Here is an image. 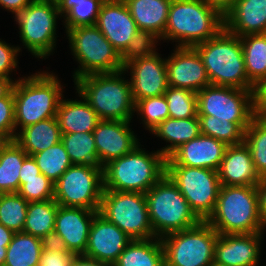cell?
Here are the masks:
<instances>
[{"mask_svg": "<svg viewBox=\"0 0 266 266\" xmlns=\"http://www.w3.org/2000/svg\"><path fill=\"white\" fill-rule=\"evenodd\" d=\"M256 187L258 192L259 214L263 225L266 227V178H262Z\"/></svg>", "mask_w": 266, "mask_h": 266, "instance_id": "cell-48", "label": "cell"}, {"mask_svg": "<svg viewBox=\"0 0 266 266\" xmlns=\"http://www.w3.org/2000/svg\"><path fill=\"white\" fill-rule=\"evenodd\" d=\"M136 146L103 167L104 189L146 193L166 173V157Z\"/></svg>", "mask_w": 266, "mask_h": 266, "instance_id": "cell-5", "label": "cell"}, {"mask_svg": "<svg viewBox=\"0 0 266 266\" xmlns=\"http://www.w3.org/2000/svg\"><path fill=\"white\" fill-rule=\"evenodd\" d=\"M14 141L29 155L58 144L61 131L56 117L39 121L16 132Z\"/></svg>", "mask_w": 266, "mask_h": 266, "instance_id": "cell-27", "label": "cell"}, {"mask_svg": "<svg viewBox=\"0 0 266 266\" xmlns=\"http://www.w3.org/2000/svg\"><path fill=\"white\" fill-rule=\"evenodd\" d=\"M103 189V167L72 164L54 183V200L63 207L99 211Z\"/></svg>", "mask_w": 266, "mask_h": 266, "instance_id": "cell-13", "label": "cell"}, {"mask_svg": "<svg viewBox=\"0 0 266 266\" xmlns=\"http://www.w3.org/2000/svg\"><path fill=\"white\" fill-rule=\"evenodd\" d=\"M164 96L170 118L187 119L197 115V93L185 88L168 87Z\"/></svg>", "mask_w": 266, "mask_h": 266, "instance_id": "cell-39", "label": "cell"}, {"mask_svg": "<svg viewBox=\"0 0 266 266\" xmlns=\"http://www.w3.org/2000/svg\"><path fill=\"white\" fill-rule=\"evenodd\" d=\"M131 240L98 212L92 221L83 255L113 265Z\"/></svg>", "mask_w": 266, "mask_h": 266, "instance_id": "cell-19", "label": "cell"}, {"mask_svg": "<svg viewBox=\"0 0 266 266\" xmlns=\"http://www.w3.org/2000/svg\"><path fill=\"white\" fill-rule=\"evenodd\" d=\"M166 58L168 86L185 88L195 93L210 85L202 59L194 47L176 46Z\"/></svg>", "mask_w": 266, "mask_h": 266, "instance_id": "cell-17", "label": "cell"}, {"mask_svg": "<svg viewBox=\"0 0 266 266\" xmlns=\"http://www.w3.org/2000/svg\"><path fill=\"white\" fill-rule=\"evenodd\" d=\"M28 154L14 141H7L0 149V194L15 193L20 188L19 174Z\"/></svg>", "mask_w": 266, "mask_h": 266, "instance_id": "cell-30", "label": "cell"}, {"mask_svg": "<svg viewBox=\"0 0 266 266\" xmlns=\"http://www.w3.org/2000/svg\"><path fill=\"white\" fill-rule=\"evenodd\" d=\"M58 203L54 199L29 202L23 232L37 238L53 232Z\"/></svg>", "mask_w": 266, "mask_h": 266, "instance_id": "cell-33", "label": "cell"}, {"mask_svg": "<svg viewBox=\"0 0 266 266\" xmlns=\"http://www.w3.org/2000/svg\"><path fill=\"white\" fill-rule=\"evenodd\" d=\"M208 266H226V265L220 264V263H217V262L213 261Z\"/></svg>", "mask_w": 266, "mask_h": 266, "instance_id": "cell-58", "label": "cell"}, {"mask_svg": "<svg viewBox=\"0 0 266 266\" xmlns=\"http://www.w3.org/2000/svg\"><path fill=\"white\" fill-rule=\"evenodd\" d=\"M18 194L28 202L46 201L54 199V182L40 173L38 178L19 179Z\"/></svg>", "mask_w": 266, "mask_h": 266, "instance_id": "cell-42", "label": "cell"}, {"mask_svg": "<svg viewBox=\"0 0 266 266\" xmlns=\"http://www.w3.org/2000/svg\"><path fill=\"white\" fill-rule=\"evenodd\" d=\"M42 245L40 238L15 232L7 247L4 266H39Z\"/></svg>", "mask_w": 266, "mask_h": 266, "instance_id": "cell-32", "label": "cell"}, {"mask_svg": "<svg viewBox=\"0 0 266 266\" xmlns=\"http://www.w3.org/2000/svg\"><path fill=\"white\" fill-rule=\"evenodd\" d=\"M85 0H57V7L59 13L63 16L72 6Z\"/></svg>", "mask_w": 266, "mask_h": 266, "instance_id": "cell-55", "label": "cell"}, {"mask_svg": "<svg viewBox=\"0 0 266 266\" xmlns=\"http://www.w3.org/2000/svg\"><path fill=\"white\" fill-rule=\"evenodd\" d=\"M156 44L124 59L123 70H130L134 103L140 99L164 95L168 86L166 59L156 52Z\"/></svg>", "mask_w": 266, "mask_h": 266, "instance_id": "cell-16", "label": "cell"}, {"mask_svg": "<svg viewBox=\"0 0 266 266\" xmlns=\"http://www.w3.org/2000/svg\"><path fill=\"white\" fill-rule=\"evenodd\" d=\"M151 132L155 134L154 136L170 143L159 150L167 158L182 144L195 139L201 134L200 120L197 115L187 119L169 117Z\"/></svg>", "mask_w": 266, "mask_h": 266, "instance_id": "cell-28", "label": "cell"}, {"mask_svg": "<svg viewBox=\"0 0 266 266\" xmlns=\"http://www.w3.org/2000/svg\"><path fill=\"white\" fill-rule=\"evenodd\" d=\"M20 50L19 46H10L0 39V77L10 78L11 72L15 71L13 69L18 67L17 55Z\"/></svg>", "mask_w": 266, "mask_h": 266, "instance_id": "cell-44", "label": "cell"}, {"mask_svg": "<svg viewBox=\"0 0 266 266\" xmlns=\"http://www.w3.org/2000/svg\"><path fill=\"white\" fill-rule=\"evenodd\" d=\"M99 213L132 240L155 238L144 193L103 189Z\"/></svg>", "mask_w": 266, "mask_h": 266, "instance_id": "cell-11", "label": "cell"}, {"mask_svg": "<svg viewBox=\"0 0 266 266\" xmlns=\"http://www.w3.org/2000/svg\"><path fill=\"white\" fill-rule=\"evenodd\" d=\"M256 113L266 114V79L255 89Z\"/></svg>", "mask_w": 266, "mask_h": 266, "instance_id": "cell-49", "label": "cell"}, {"mask_svg": "<svg viewBox=\"0 0 266 266\" xmlns=\"http://www.w3.org/2000/svg\"><path fill=\"white\" fill-rule=\"evenodd\" d=\"M135 112L142 118L143 126L149 131L169 118L168 103L164 95L138 100L135 103Z\"/></svg>", "mask_w": 266, "mask_h": 266, "instance_id": "cell-40", "label": "cell"}, {"mask_svg": "<svg viewBox=\"0 0 266 266\" xmlns=\"http://www.w3.org/2000/svg\"><path fill=\"white\" fill-rule=\"evenodd\" d=\"M70 50L79 69L74 81L90 74L115 73L123 70L124 59L114 49L96 25L66 30Z\"/></svg>", "mask_w": 266, "mask_h": 266, "instance_id": "cell-8", "label": "cell"}, {"mask_svg": "<svg viewBox=\"0 0 266 266\" xmlns=\"http://www.w3.org/2000/svg\"><path fill=\"white\" fill-rule=\"evenodd\" d=\"M130 123L131 121L101 120L92 132L102 167L140 144L137 135L129 127Z\"/></svg>", "mask_w": 266, "mask_h": 266, "instance_id": "cell-18", "label": "cell"}, {"mask_svg": "<svg viewBox=\"0 0 266 266\" xmlns=\"http://www.w3.org/2000/svg\"><path fill=\"white\" fill-rule=\"evenodd\" d=\"M28 204L17 192L0 194V224L14 232H23Z\"/></svg>", "mask_w": 266, "mask_h": 266, "instance_id": "cell-37", "label": "cell"}, {"mask_svg": "<svg viewBox=\"0 0 266 266\" xmlns=\"http://www.w3.org/2000/svg\"><path fill=\"white\" fill-rule=\"evenodd\" d=\"M70 266H113L97 259L89 258L83 254L73 255Z\"/></svg>", "mask_w": 266, "mask_h": 266, "instance_id": "cell-51", "label": "cell"}, {"mask_svg": "<svg viewBox=\"0 0 266 266\" xmlns=\"http://www.w3.org/2000/svg\"><path fill=\"white\" fill-rule=\"evenodd\" d=\"M201 134L213 137L227 146L244 142V131L235 123L209 115H197Z\"/></svg>", "mask_w": 266, "mask_h": 266, "instance_id": "cell-38", "label": "cell"}, {"mask_svg": "<svg viewBox=\"0 0 266 266\" xmlns=\"http://www.w3.org/2000/svg\"><path fill=\"white\" fill-rule=\"evenodd\" d=\"M145 199L152 230L157 238L192 228L201 222L166 173L145 193Z\"/></svg>", "mask_w": 266, "mask_h": 266, "instance_id": "cell-7", "label": "cell"}, {"mask_svg": "<svg viewBox=\"0 0 266 266\" xmlns=\"http://www.w3.org/2000/svg\"><path fill=\"white\" fill-rule=\"evenodd\" d=\"M31 156L38 165L40 172L54 183L72 165L69 155L61 141Z\"/></svg>", "mask_w": 266, "mask_h": 266, "instance_id": "cell-36", "label": "cell"}, {"mask_svg": "<svg viewBox=\"0 0 266 266\" xmlns=\"http://www.w3.org/2000/svg\"><path fill=\"white\" fill-rule=\"evenodd\" d=\"M124 73L127 72L90 74L73 81L76 93L83 96L101 120L131 121L133 118L135 103Z\"/></svg>", "mask_w": 266, "mask_h": 266, "instance_id": "cell-3", "label": "cell"}, {"mask_svg": "<svg viewBox=\"0 0 266 266\" xmlns=\"http://www.w3.org/2000/svg\"><path fill=\"white\" fill-rule=\"evenodd\" d=\"M71 252H41V259L39 266H70L71 258L73 257Z\"/></svg>", "mask_w": 266, "mask_h": 266, "instance_id": "cell-45", "label": "cell"}, {"mask_svg": "<svg viewBox=\"0 0 266 266\" xmlns=\"http://www.w3.org/2000/svg\"><path fill=\"white\" fill-rule=\"evenodd\" d=\"M166 174L177 185L201 221L213 214L221 187L218 171L207 168L166 165Z\"/></svg>", "mask_w": 266, "mask_h": 266, "instance_id": "cell-14", "label": "cell"}, {"mask_svg": "<svg viewBox=\"0 0 266 266\" xmlns=\"http://www.w3.org/2000/svg\"><path fill=\"white\" fill-rule=\"evenodd\" d=\"M14 17L24 48L36 58L45 59L53 53L57 19L62 17L55 1L33 0Z\"/></svg>", "mask_w": 266, "mask_h": 266, "instance_id": "cell-10", "label": "cell"}, {"mask_svg": "<svg viewBox=\"0 0 266 266\" xmlns=\"http://www.w3.org/2000/svg\"><path fill=\"white\" fill-rule=\"evenodd\" d=\"M98 212L58 205L54 231L63 238L67 249L74 255L84 254L86 251L89 230Z\"/></svg>", "mask_w": 266, "mask_h": 266, "instance_id": "cell-22", "label": "cell"}, {"mask_svg": "<svg viewBox=\"0 0 266 266\" xmlns=\"http://www.w3.org/2000/svg\"><path fill=\"white\" fill-rule=\"evenodd\" d=\"M15 81L14 113L18 132L20 128L56 117L58 105L64 96L58 76L45 71Z\"/></svg>", "mask_w": 266, "mask_h": 266, "instance_id": "cell-4", "label": "cell"}, {"mask_svg": "<svg viewBox=\"0 0 266 266\" xmlns=\"http://www.w3.org/2000/svg\"><path fill=\"white\" fill-rule=\"evenodd\" d=\"M15 82L12 78L0 77V99L6 97L13 90Z\"/></svg>", "mask_w": 266, "mask_h": 266, "instance_id": "cell-53", "label": "cell"}, {"mask_svg": "<svg viewBox=\"0 0 266 266\" xmlns=\"http://www.w3.org/2000/svg\"><path fill=\"white\" fill-rule=\"evenodd\" d=\"M247 145L259 177L266 178V114L256 113L244 132Z\"/></svg>", "mask_w": 266, "mask_h": 266, "instance_id": "cell-35", "label": "cell"}, {"mask_svg": "<svg viewBox=\"0 0 266 266\" xmlns=\"http://www.w3.org/2000/svg\"><path fill=\"white\" fill-rule=\"evenodd\" d=\"M40 170L38 165L36 164L34 158L32 156H27L22 164V167L20 169V178L19 179H32V178H38V175L40 174Z\"/></svg>", "mask_w": 266, "mask_h": 266, "instance_id": "cell-47", "label": "cell"}, {"mask_svg": "<svg viewBox=\"0 0 266 266\" xmlns=\"http://www.w3.org/2000/svg\"><path fill=\"white\" fill-rule=\"evenodd\" d=\"M137 28L151 43L157 44L165 32L172 0H124Z\"/></svg>", "mask_w": 266, "mask_h": 266, "instance_id": "cell-24", "label": "cell"}, {"mask_svg": "<svg viewBox=\"0 0 266 266\" xmlns=\"http://www.w3.org/2000/svg\"><path fill=\"white\" fill-rule=\"evenodd\" d=\"M61 142L72 164L102 167L92 132L61 133Z\"/></svg>", "mask_w": 266, "mask_h": 266, "instance_id": "cell-34", "label": "cell"}, {"mask_svg": "<svg viewBox=\"0 0 266 266\" xmlns=\"http://www.w3.org/2000/svg\"><path fill=\"white\" fill-rule=\"evenodd\" d=\"M14 234V231L0 224V245H2L3 247H8V245L12 241Z\"/></svg>", "mask_w": 266, "mask_h": 266, "instance_id": "cell-54", "label": "cell"}, {"mask_svg": "<svg viewBox=\"0 0 266 266\" xmlns=\"http://www.w3.org/2000/svg\"><path fill=\"white\" fill-rule=\"evenodd\" d=\"M255 114V91L210 84L197 92V115L235 122L245 132Z\"/></svg>", "mask_w": 266, "mask_h": 266, "instance_id": "cell-12", "label": "cell"}, {"mask_svg": "<svg viewBox=\"0 0 266 266\" xmlns=\"http://www.w3.org/2000/svg\"><path fill=\"white\" fill-rule=\"evenodd\" d=\"M105 0H85L72 6L62 17L65 30L96 25L100 9Z\"/></svg>", "mask_w": 266, "mask_h": 266, "instance_id": "cell-41", "label": "cell"}, {"mask_svg": "<svg viewBox=\"0 0 266 266\" xmlns=\"http://www.w3.org/2000/svg\"><path fill=\"white\" fill-rule=\"evenodd\" d=\"M207 222L218 234L264 232L257 187L221 185L215 210Z\"/></svg>", "mask_w": 266, "mask_h": 266, "instance_id": "cell-6", "label": "cell"}, {"mask_svg": "<svg viewBox=\"0 0 266 266\" xmlns=\"http://www.w3.org/2000/svg\"><path fill=\"white\" fill-rule=\"evenodd\" d=\"M15 113L13 90L0 99V135L7 141L15 139Z\"/></svg>", "mask_w": 266, "mask_h": 266, "instance_id": "cell-43", "label": "cell"}, {"mask_svg": "<svg viewBox=\"0 0 266 266\" xmlns=\"http://www.w3.org/2000/svg\"><path fill=\"white\" fill-rule=\"evenodd\" d=\"M218 233L207 221L161 239L165 266H208L215 258Z\"/></svg>", "mask_w": 266, "mask_h": 266, "instance_id": "cell-9", "label": "cell"}, {"mask_svg": "<svg viewBox=\"0 0 266 266\" xmlns=\"http://www.w3.org/2000/svg\"><path fill=\"white\" fill-rule=\"evenodd\" d=\"M96 26L123 59L151 45L137 28L124 1H104Z\"/></svg>", "mask_w": 266, "mask_h": 266, "instance_id": "cell-15", "label": "cell"}, {"mask_svg": "<svg viewBox=\"0 0 266 266\" xmlns=\"http://www.w3.org/2000/svg\"><path fill=\"white\" fill-rule=\"evenodd\" d=\"M228 146L217 139L200 134L166 158V165L207 168L218 171Z\"/></svg>", "mask_w": 266, "mask_h": 266, "instance_id": "cell-21", "label": "cell"}, {"mask_svg": "<svg viewBox=\"0 0 266 266\" xmlns=\"http://www.w3.org/2000/svg\"><path fill=\"white\" fill-rule=\"evenodd\" d=\"M7 247L0 245V266H4L6 260Z\"/></svg>", "mask_w": 266, "mask_h": 266, "instance_id": "cell-56", "label": "cell"}, {"mask_svg": "<svg viewBox=\"0 0 266 266\" xmlns=\"http://www.w3.org/2000/svg\"><path fill=\"white\" fill-rule=\"evenodd\" d=\"M113 266H165L161 239L131 240Z\"/></svg>", "mask_w": 266, "mask_h": 266, "instance_id": "cell-29", "label": "cell"}, {"mask_svg": "<svg viewBox=\"0 0 266 266\" xmlns=\"http://www.w3.org/2000/svg\"><path fill=\"white\" fill-rule=\"evenodd\" d=\"M263 235L264 232L219 234L214 261L226 266H259Z\"/></svg>", "mask_w": 266, "mask_h": 266, "instance_id": "cell-20", "label": "cell"}, {"mask_svg": "<svg viewBox=\"0 0 266 266\" xmlns=\"http://www.w3.org/2000/svg\"><path fill=\"white\" fill-rule=\"evenodd\" d=\"M33 0H0V6L15 16L27 7Z\"/></svg>", "mask_w": 266, "mask_h": 266, "instance_id": "cell-50", "label": "cell"}, {"mask_svg": "<svg viewBox=\"0 0 266 266\" xmlns=\"http://www.w3.org/2000/svg\"><path fill=\"white\" fill-rule=\"evenodd\" d=\"M224 28V16L203 0H172L164 35L159 39L194 47Z\"/></svg>", "mask_w": 266, "mask_h": 266, "instance_id": "cell-1", "label": "cell"}, {"mask_svg": "<svg viewBox=\"0 0 266 266\" xmlns=\"http://www.w3.org/2000/svg\"><path fill=\"white\" fill-rule=\"evenodd\" d=\"M42 250L51 252H70L65 241L55 231L44 235L41 239Z\"/></svg>", "mask_w": 266, "mask_h": 266, "instance_id": "cell-46", "label": "cell"}, {"mask_svg": "<svg viewBox=\"0 0 266 266\" xmlns=\"http://www.w3.org/2000/svg\"><path fill=\"white\" fill-rule=\"evenodd\" d=\"M7 142V140L0 135V149Z\"/></svg>", "mask_w": 266, "mask_h": 266, "instance_id": "cell-57", "label": "cell"}, {"mask_svg": "<svg viewBox=\"0 0 266 266\" xmlns=\"http://www.w3.org/2000/svg\"><path fill=\"white\" fill-rule=\"evenodd\" d=\"M194 48L206 68L211 85L255 91L248 80L240 37L223 28Z\"/></svg>", "mask_w": 266, "mask_h": 266, "instance_id": "cell-2", "label": "cell"}, {"mask_svg": "<svg viewBox=\"0 0 266 266\" xmlns=\"http://www.w3.org/2000/svg\"><path fill=\"white\" fill-rule=\"evenodd\" d=\"M78 95L80 100H60L56 118L61 133L93 132L101 121L83 96Z\"/></svg>", "mask_w": 266, "mask_h": 266, "instance_id": "cell-26", "label": "cell"}, {"mask_svg": "<svg viewBox=\"0 0 266 266\" xmlns=\"http://www.w3.org/2000/svg\"><path fill=\"white\" fill-rule=\"evenodd\" d=\"M224 28L239 37L266 33V0H236L224 15Z\"/></svg>", "mask_w": 266, "mask_h": 266, "instance_id": "cell-25", "label": "cell"}, {"mask_svg": "<svg viewBox=\"0 0 266 266\" xmlns=\"http://www.w3.org/2000/svg\"><path fill=\"white\" fill-rule=\"evenodd\" d=\"M207 5L217 9L223 16L231 9L236 0H203Z\"/></svg>", "mask_w": 266, "mask_h": 266, "instance_id": "cell-52", "label": "cell"}, {"mask_svg": "<svg viewBox=\"0 0 266 266\" xmlns=\"http://www.w3.org/2000/svg\"><path fill=\"white\" fill-rule=\"evenodd\" d=\"M218 176L224 186H256L261 180L244 142L226 148Z\"/></svg>", "mask_w": 266, "mask_h": 266, "instance_id": "cell-23", "label": "cell"}, {"mask_svg": "<svg viewBox=\"0 0 266 266\" xmlns=\"http://www.w3.org/2000/svg\"><path fill=\"white\" fill-rule=\"evenodd\" d=\"M248 80L257 87L266 79V33L240 37Z\"/></svg>", "mask_w": 266, "mask_h": 266, "instance_id": "cell-31", "label": "cell"}]
</instances>
